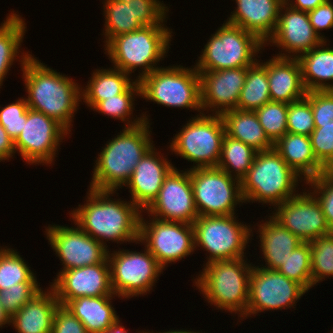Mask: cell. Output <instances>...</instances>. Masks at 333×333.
Listing matches in <instances>:
<instances>
[{"label":"cell","mask_w":333,"mask_h":333,"mask_svg":"<svg viewBox=\"0 0 333 333\" xmlns=\"http://www.w3.org/2000/svg\"><path fill=\"white\" fill-rule=\"evenodd\" d=\"M151 125L145 121L137 126L124 127L105 143L96 156L89 188L101 191L124 188L139 161L155 145Z\"/></svg>","instance_id":"3957f363"},{"label":"cell","mask_w":333,"mask_h":333,"mask_svg":"<svg viewBox=\"0 0 333 333\" xmlns=\"http://www.w3.org/2000/svg\"><path fill=\"white\" fill-rule=\"evenodd\" d=\"M287 112V103L273 101L255 110L265 134L273 143L287 133Z\"/></svg>","instance_id":"ab89813d"},{"label":"cell","mask_w":333,"mask_h":333,"mask_svg":"<svg viewBox=\"0 0 333 333\" xmlns=\"http://www.w3.org/2000/svg\"><path fill=\"white\" fill-rule=\"evenodd\" d=\"M267 60L270 98L290 104L306 96L297 58L272 56Z\"/></svg>","instance_id":"484cf974"},{"label":"cell","mask_w":333,"mask_h":333,"mask_svg":"<svg viewBox=\"0 0 333 333\" xmlns=\"http://www.w3.org/2000/svg\"><path fill=\"white\" fill-rule=\"evenodd\" d=\"M274 149L305 182L325 172L316 159L309 136L286 133L274 143Z\"/></svg>","instance_id":"83f0119b"},{"label":"cell","mask_w":333,"mask_h":333,"mask_svg":"<svg viewBox=\"0 0 333 333\" xmlns=\"http://www.w3.org/2000/svg\"><path fill=\"white\" fill-rule=\"evenodd\" d=\"M114 297H78L65 306L81 321L87 333H99L107 330L119 318L112 304Z\"/></svg>","instance_id":"4dcf8cb0"},{"label":"cell","mask_w":333,"mask_h":333,"mask_svg":"<svg viewBox=\"0 0 333 333\" xmlns=\"http://www.w3.org/2000/svg\"><path fill=\"white\" fill-rule=\"evenodd\" d=\"M153 146L139 161L129 182L125 185L130 201L144 212L156 199L164 179L175 167L164 153ZM161 154V155H160Z\"/></svg>","instance_id":"603a6c76"},{"label":"cell","mask_w":333,"mask_h":333,"mask_svg":"<svg viewBox=\"0 0 333 333\" xmlns=\"http://www.w3.org/2000/svg\"><path fill=\"white\" fill-rule=\"evenodd\" d=\"M144 213L160 220L193 224L199 215L189 169L180 170L175 166L164 179L158 196Z\"/></svg>","instance_id":"ac0fdd59"},{"label":"cell","mask_w":333,"mask_h":333,"mask_svg":"<svg viewBox=\"0 0 333 333\" xmlns=\"http://www.w3.org/2000/svg\"><path fill=\"white\" fill-rule=\"evenodd\" d=\"M326 1L327 0H284V2L291 8L304 12L314 10L316 7L324 4Z\"/></svg>","instance_id":"f907efd6"},{"label":"cell","mask_w":333,"mask_h":333,"mask_svg":"<svg viewBox=\"0 0 333 333\" xmlns=\"http://www.w3.org/2000/svg\"><path fill=\"white\" fill-rule=\"evenodd\" d=\"M305 293L308 291L301 284L287 278L277 270L253 264L246 313L237 322L241 323L246 318H252L265 311L288 310L292 307L295 310L294 306Z\"/></svg>","instance_id":"5bb4252c"},{"label":"cell","mask_w":333,"mask_h":333,"mask_svg":"<svg viewBox=\"0 0 333 333\" xmlns=\"http://www.w3.org/2000/svg\"><path fill=\"white\" fill-rule=\"evenodd\" d=\"M172 30L166 25H152L115 36L104 46V54L113 67L130 76L138 69L136 81H139L162 67L157 64L165 60L171 49Z\"/></svg>","instance_id":"277c9868"},{"label":"cell","mask_w":333,"mask_h":333,"mask_svg":"<svg viewBox=\"0 0 333 333\" xmlns=\"http://www.w3.org/2000/svg\"><path fill=\"white\" fill-rule=\"evenodd\" d=\"M314 118L309 100L304 97L288 104L287 132L310 136L314 131Z\"/></svg>","instance_id":"60d3db41"},{"label":"cell","mask_w":333,"mask_h":333,"mask_svg":"<svg viewBox=\"0 0 333 333\" xmlns=\"http://www.w3.org/2000/svg\"><path fill=\"white\" fill-rule=\"evenodd\" d=\"M222 117L225 134L251 146L257 152L274 148V143L265 134L255 111L228 110Z\"/></svg>","instance_id":"1f68e13d"},{"label":"cell","mask_w":333,"mask_h":333,"mask_svg":"<svg viewBox=\"0 0 333 333\" xmlns=\"http://www.w3.org/2000/svg\"><path fill=\"white\" fill-rule=\"evenodd\" d=\"M149 333H154V332H153V331H151V332L149 331ZM156 333H200V331L198 330L197 332H195V331H193V330L191 331V329H190V330H187V329L184 330V329L182 328V329H180V330H179V329H178V330H177V329H176V330H174V329H170L169 331H164V332H163V331H162V332H157V331H156ZM201 333H202V331H201Z\"/></svg>","instance_id":"db71d44e"},{"label":"cell","mask_w":333,"mask_h":333,"mask_svg":"<svg viewBox=\"0 0 333 333\" xmlns=\"http://www.w3.org/2000/svg\"><path fill=\"white\" fill-rule=\"evenodd\" d=\"M309 21L314 28V31L324 41L331 42L327 39L322 30H328L333 28V2L327 0L324 4L319 5L314 10L308 12Z\"/></svg>","instance_id":"c3c4849f"},{"label":"cell","mask_w":333,"mask_h":333,"mask_svg":"<svg viewBox=\"0 0 333 333\" xmlns=\"http://www.w3.org/2000/svg\"><path fill=\"white\" fill-rule=\"evenodd\" d=\"M309 138L316 159L326 167L333 160V125L315 127Z\"/></svg>","instance_id":"bcb514c9"},{"label":"cell","mask_w":333,"mask_h":333,"mask_svg":"<svg viewBox=\"0 0 333 333\" xmlns=\"http://www.w3.org/2000/svg\"><path fill=\"white\" fill-rule=\"evenodd\" d=\"M257 225L256 234L259 250H261V259L265 265L258 263L257 266L272 270H278L292 253L303 241L295 236L291 231L277 222L271 215Z\"/></svg>","instance_id":"d4e9b609"},{"label":"cell","mask_w":333,"mask_h":333,"mask_svg":"<svg viewBox=\"0 0 333 333\" xmlns=\"http://www.w3.org/2000/svg\"><path fill=\"white\" fill-rule=\"evenodd\" d=\"M104 46L115 36L145 26L166 25L169 8L159 0H103Z\"/></svg>","instance_id":"2e32d148"},{"label":"cell","mask_w":333,"mask_h":333,"mask_svg":"<svg viewBox=\"0 0 333 333\" xmlns=\"http://www.w3.org/2000/svg\"><path fill=\"white\" fill-rule=\"evenodd\" d=\"M327 42L297 57L307 92L333 90V46Z\"/></svg>","instance_id":"f546056e"},{"label":"cell","mask_w":333,"mask_h":333,"mask_svg":"<svg viewBox=\"0 0 333 333\" xmlns=\"http://www.w3.org/2000/svg\"><path fill=\"white\" fill-rule=\"evenodd\" d=\"M304 184L309 186L308 190L320 203L327 224L333 232V175L324 172Z\"/></svg>","instance_id":"b9f144b4"},{"label":"cell","mask_w":333,"mask_h":333,"mask_svg":"<svg viewBox=\"0 0 333 333\" xmlns=\"http://www.w3.org/2000/svg\"><path fill=\"white\" fill-rule=\"evenodd\" d=\"M305 97L311 104L315 127L333 125V90L309 91Z\"/></svg>","instance_id":"f6af8a7d"},{"label":"cell","mask_w":333,"mask_h":333,"mask_svg":"<svg viewBox=\"0 0 333 333\" xmlns=\"http://www.w3.org/2000/svg\"><path fill=\"white\" fill-rule=\"evenodd\" d=\"M194 201L199 216L236 214L243 205L240 181L217 167L189 169Z\"/></svg>","instance_id":"7c38bea8"},{"label":"cell","mask_w":333,"mask_h":333,"mask_svg":"<svg viewBox=\"0 0 333 333\" xmlns=\"http://www.w3.org/2000/svg\"><path fill=\"white\" fill-rule=\"evenodd\" d=\"M51 333H87V330L66 306L59 305L54 314Z\"/></svg>","instance_id":"7dc6e473"},{"label":"cell","mask_w":333,"mask_h":333,"mask_svg":"<svg viewBox=\"0 0 333 333\" xmlns=\"http://www.w3.org/2000/svg\"><path fill=\"white\" fill-rule=\"evenodd\" d=\"M49 286L60 305L78 297L116 296L112 290L108 259L94 265L64 270Z\"/></svg>","instance_id":"ffe728a7"},{"label":"cell","mask_w":333,"mask_h":333,"mask_svg":"<svg viewBox=\"0 0 333 333\" xmlns=\"http://www.w3.org/2000/svg\"><path fill=\"white\" fill-rule=\"evenodd\" d=\"M277 271L309 291L312 288L310 242L298 245Z\"/></svg>","instance_id":"f35d334b"},{"label":"cell","mask_w":333,"mask_h":333,"mask_svg":"<svg viewBox=\"0 0 333 333\" xmlns=\"http://www.w3.org/2000/svg\"><path fill=\"white\" fill-rule=\"evenodd\" d=\"M42 288L10 318L17 333H51L53 318L60 305L51 287Z\"/></svg>","instance_id":"4316f807"},{"label":"cell","mask_w":333,"mask_h":333,"mask_svg":"<svg viewBox=\"0 0 333 333\" xmlns=\"http://www.w3.org/2000/svg\"><path fill=\"white\" fill-rule=\"evenodd\" d=\"M109 250L111 285L117 298L146 296L153 290L164 269L146 247L140 252L120 248Z\"/></svg>","instance_id":"8fae6325"},{"label":"cell","mask_w":333,"mask_h":333,"mask_svg":"<svg viewBox=\"0 0 333 333\" xmlns=\"http://www.w3.org/2000/svg\"><path fill=\"white\" fill-rule=\"evenodd\" d=\"M116 191L94 190L88 187L84 204L69 211L70 220L105 248L108 241L117 244H140L141 210L131 201L112 198ZM107 241V242H106Z\"/></svg>","instance_id":"6da1fadb"},{"label":"cell","mask_w":333,"mask_h":333,"mask_svg":"<svg viewBox=\"0 0 333 333\" xmlns=\"http://www.w3.org/2000/svg\"><path fill=\"white\" fill-rule=\"evenodd\" d=\"M44 232L50 247L63 265L57 275L64 270L101 263L107 258L109 249L77 225L69 227L53 223L45 226Z\"/></svg>","instance_id":"e0dca14e"},{"label":"cell","mask_w":333,"mask_h":333,"mask_svg":"<svg viewBox=\"0 0 333 333\" xmlns=\"http://www.w3.org/2000/svg\"><path fill=\"white\" fill-rule=\"evenodd\" d=\"M26 32L25 18L23 19L18 11H11L0 24V88L14 62L18 61L22 68L32 55L21 48Z\"/></svg>","instance_id":"f1b7e54d"},{"label":"cell","mask_w":333,"mask_h":333,"mask_svg":"<svg viewBox=\"0 0 333 333\" xmlns=\"http://www.w3.org/2000/svg\"><path fill=\"white\" fill-rule=\"evenodd\" d=\"M262 49L265 44L256 35L225 20L211 34L194 66L197 71L249 67L258 60Z\"/></svg>","instance_id":"52a82bcc"},{"label":"cell","mask_w":333,"mask_h":333,"mask_svg":"<svg viewBox=\"0 0 333 333\" xmlns=\"http://www.w3.org/2000/svg\"><path fill=\"white\" fill-rule=\"evenodd\" d=\"M137 333H149V330H148V331H147V330H146V331H144V330L141 331V330H140V331H138Z\"/></svg>","instance_id":"9f6ffc18"},{"label":"cell","mask_w":333,"mask_h":333,"mask_svg":"<svg viewBox=\"0 0 333 333\" xmlns=\"http://www.w3.org/2000/svg\"><path fill=\"white\" fill-rule=\"evenodd\" d=\"M325 173L333 175V160L325 167Z\"/></svg>","instance_id":"11a10c76"},{"label":"cell","mask_w":333,"mask_h":333,"mask_svg":"<svg viewBox=\"0 0 333 333\" xmlns=\"http://www.w3.org/2000/svg\"><path fill=\"white\" fill-rule=\"evenodd\" d=\"M252 267L247 257L214 261L203 264L202 271L195 276L193 283L210 306L232 315L237 314L239 321L247 309Z\"/></svg>","instance_id":"5b68a950"},{"label":"cell","mask_w":333,"mask_h":333,"mask_svg":"<svg viewBox=\"0 0 333 333\" xmlns=\"http://www.w3.org/2000/svg\"><path fill=\"white\" fill-rule=\"evenodd\" d=\"M270 101L267 61L258 59L247 69L245 84L240 92L236 109L255 111Z\"/></svg>","instance_id":"e575fe53"},{"label":"cell","mask_w":333,"mask_h":333,"mask_svg":"<svg viewBox=\"0 0 333 333\" xmlns=\"http://www.w3.org/2000/svg\"><path fill=\"white\" fill-rule=\"evenodd\" d=\"M99 333H129L127 329L121 323L120 318H118L107 330H103Z\"/></svg>","instance_id":"816d5d0a"},{"label":"cell","mask_w":333,"mask_h":333,"mask_svg":"<svg viewBox=\"0 0 333 333\" xmlns=\"http://www.w3.org/2000/svg\"><path fill=\"white\" fill-rule=\"evenodd\" d=\"M42 287L40 283H19L0 291V302L10 318L16 314Z\"/></svg>","instance_id":"7bdbcfd3"},{"label":"cell","mask_w":333,"mask_h":333,"mask_svg":"<svg viewBox=\"0 0 333 333\" xmlns=\"http://www.w3.org/2000/svg\"><path fill=\"white\" fill-rule=\"evenodd\" d=\"M21 71L28 107L55 119L71 132L82 102V86L70 76L41 63L35 55H31Z\"/></svg>","instance_id":"7a4b0ae2"},{"label":"cell","mask_w":333,"mask_h":333,"mask_svg":"<svg viewBox=\"0 0 333 333\" xmlns=\"http://www.w3.org/2000/svg\"><path fill=\"white\" fill-rule=\"evenodd\" d=\"M273 209L270 215L303 242L332 233L320 203L306 188Z\"/></svg>","instance_id":"d6986e66"},{"label":"cell","mask_w":333,"mask_h":333,"mask_svg":"<svg viewBox=\"0 0 333 333\" xmlns=\"http://www.w3.org/2000/svg\"><path fill=\"white\" fill-rule=\"evenodd\" d=\"M303 181L305 183L272 148L257 152L250 169L240 182L241 194L244 204L258 202L275 207L297 195L299 183Z\"/></svg>","instance_id":"8992f818"},{"label":"cell","mask_w":333,"mask_h":333,"mask_svg":"<svg viewBox=\"0 0 333 333\" xmlns=\"http://www.w3.org/2000/svg\"><path fill=\"white\" fill-rule=\"evenodd\" d=\"M69 134L55 119L29 108L23 130L14 140V148L28 165L51 166Z\"/></svg>","instance_id":"9a60e30c"},{"label":"cell","mask_w":333,"mask_h":333,"mask_svg":"<svg viewBox=\"0 0 333 333\" xmlns=\"http://www.w3.org/2000/svg\"><path fill=\"white\" fill-rule=\"evenodd\" d=\"M323 41L314 31L308 12L293 9L284 2L279 11L277 27L265 47L270 45L281 49L274 56L297 58Z\"/></svg>","instance_id":"44dd1931"},{"label":"cell","mask_w":333,"mask_h":333,"mask_svg":"<svg viewBox=\"0 0 333 333\" xmlns=\"http://www.w3.org/2000/svg\"><path fill=\"white\" fill-rule=\"evenodd\" d=\"M91 75L87 85L81 87L82 102L91 110L105 98L122 94L136 80L115 67L97 68Z\"/></svg>","instance_id":"d6a6232c"},{"label":"cell","mask_w":333,"mask_h":333,"mask_svg":"<svg viewBox=\"0 0 333 333\" xmlns=\"http://www.w3.org/2000/svg\"><path fill=\"white\" fill-rule=\"evenodd\" d=\"M169 147L171 154L193 165L187 169L217 167L221 156L225 126L220 115L197 114L181 126ZM196 164V165H195Z\"/></svg>","instance_id":"30bf717a"},{"label":"cell","mask_w":333,"mask_h":333,"mask_svg":"<svg viewBox=\"0 0 333 333\" xmlns=\"http://www.w3.org/2000/svg\"><path fill=\"white\" fill-rule=\"evenodd\" d=\"M312 288L333 277V232L310 242Z\"/></svg>","instance_id":"74e56055"},{"label":"cell","mask_w":333,"mask_h":333,"mask_svg":"<svg viewBox=\"0 0 333 333\" xmlns=\"http://www.w3.org/2000/svg\"><path fill=\"white\" fill-rule=\"evenodd\" d=\"M14 140L8 135L4 127L0 124V162H8L15 156Z\"/></svg>","instance_id":"681fc988"},{"label":"cell","mask_w":333,"mask_h":333,"mask_svg":"<svg viewBox=\"0 0 333 333\" xmlns=\"http://www.w3.org/2000/svg\"><path fill=\"white\" fill-rule=\"evenodd\" d=\"M0 105V124L4 127L8 135L15 140L22 132L27 119L29 109L25 97L18 98L15 102Z\"/></svg>","instance_id":"ee69618b"},{"label":"cell","mask_w":333,"mask_h":333,"mask_svg":"<svg viewBox=\"0 0 333 333\" xmlns=\"http://www.w3.org/2000/svg\"><path fill=\"white\" fill-rule=\"evenodd\" d=\"M227 22L256 35L264 44L273 35L284 0H234Z\"/></svg>","instance_id":"cb8c5ba5"},{"label":"cell","mask_w":333,"mask_h":333,"mask_svg":"<svg viewBox=\"0 0 333 333\" xmlns=\"http://www.w3.org/2000/svg\"><path fill=\"white\" fill-rule=\"evenodd\" d=\"M236 215L199 216L193 222L195 250L200 247L206 251V256L208 253L205 265L214 261L246 258L244 251L254 240V233L252 226L237 220Z\"/></svg>","instance_id":"9c48e42d"},{"label":"cell","mask_w":333,"mask_h":333,"mask_svg":"<svg viewBox=\"0 0 333 333\" xmlns=\"http://www.w3.org/2000/svg\"><path fill=\"white\" fill-rule=\"evenodd\" d=\"M256 154L257 151L251 146L225 134L217 168L241 182L250 169Z\"/></svg>","instance_id":"d590c367"},{"label":"cell","mask_w":333,"mask_h":333,"mask_svg":"<svg viewBox=\"0 0 333 333\" xmlns=\"http://www.w3.org/2000/svg\"><path fill=\"white\" fill-rule=\"evenodd\" d=\"M141 99L166 108L201 109L200 75L195 66L170 65L155 69L139 80Z\"/></svg>","instance_id":"ba28073f"},{"label":"cell","mask_w":333,"mask_h":333,"mask_svg":"<svg viewBox=\"0 0 333 333\" xmlns=\"http://www.w3.org/2000/svg\"><path fill=\"white\" fill-rule=\"evenodd\" d=\"M17 250L0 246V291L19 283H39L36 273Z\"/></svg>","instance_id":"8d00e7d4"},{"label":"cell","mask_w":333,"mask_h":333,"mask_svg":"<svg viewBox=\"0 0 333 333\" xmlns=\"http://www.w3.org/2000/svg\"><path fill=\"white\" fill-rule=\"evenodd\" d=\"M137 97L141 98V87L139 81L135 80L122 94L105 98L92 110L102 115L110 116V118H114L115 120H120L125 123L124 127L137 126L145 121L151 123L148 114H146L147 111L140 114V117L133 115L135 110L134 101H136ZM133 116H136V118Z\"/></svg>","instance_id":"836d02e7"},{"label":"cell","mask_w":333,"mask_h":333,"mask_svg":"<svg viewBox=\"0 0 333 333\" xmlns=\"http://www.w3.org/2000/svg\"><path fill=\"white\" fill-rule=\"evenodd\" d=\"M10 326V316L5 312L4 308L1 305L0 302V328H4L5 326L8 327Z\"/></svg>","instance_id":"f5cc1de1"},{"label":"cell","mask_w":333,"mask_h":333,"mask_svg":"<svg viewBox=\"0 0 333 333\" xmlns=\"http://www.w3.org/2000/svg\"><path fill=\"white\" fill-rule=\"evenodd\" d=\"M141 212L139 242L146 247L165 270L168 265L181 261L195 250L192 224L144 218ZM148 219V220H147Z\"/></svg>","instance_id":"4fadbf2b"},{"label":"cell","mask_w":333,"mask_h":333,"mask_svg":"<svg viewBox=\"0 0 333 333\" xmlns=\"http://www.w3.org/2000/svg\"><path fill=\"white\" fill-rule=\"evenodd\" d=\"M247 69L248 67L198 71L203 114L221 115L228 110L237 108L239 95L245 84Z\"/></svg>","instance_id":"7402d4cb"}]
</instances>
